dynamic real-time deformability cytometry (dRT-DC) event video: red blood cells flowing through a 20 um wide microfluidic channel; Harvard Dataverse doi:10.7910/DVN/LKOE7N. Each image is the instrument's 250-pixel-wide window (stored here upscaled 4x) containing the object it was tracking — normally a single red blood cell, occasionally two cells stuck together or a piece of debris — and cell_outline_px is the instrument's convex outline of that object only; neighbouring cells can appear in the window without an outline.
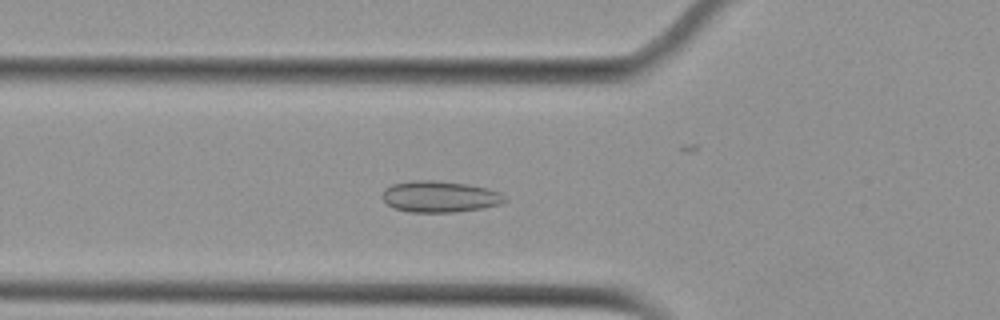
{"species": "Egyptian fruit bat (a non-hibernating species)", "species_latin": "Rousettus aegyptiacus", "temperature_condition": "cold", "stored_images_in_passage": 55, "camera_frame_rate_fps": 3000, "um_per_image_px": 0.085, "animal": {"sex": "female"}, "frame": {"image": 1, "passage_image": 19, "time_ms": 6.0, "image_size_px": [1000, 320], "cell_outline_px": [[508, 200], [500, 204], [480, 208], [456, 212], [408, 212], [396, 208], [388, 204], [380, 196], [392, 184], [412, 180], [432, 180], [468, 184], [488, 188], [500, 192], [508, 196]], "centroid_in_image_um": [37.43, 16.71], "position_along_channel_um": 88.4, "area_um2": 22.37}}
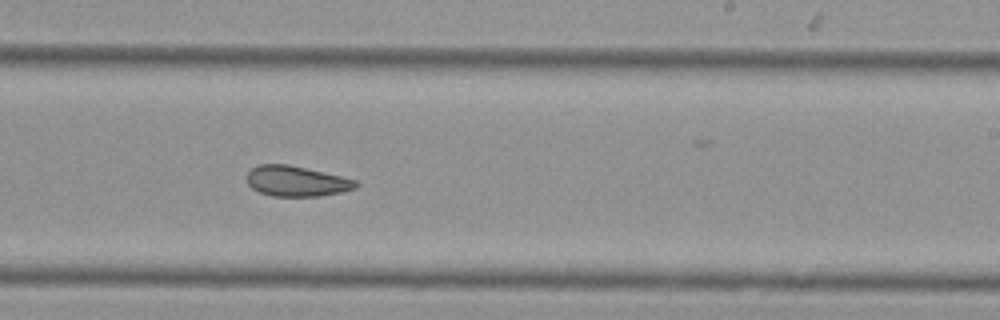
{"frame": {"image": 2, "passage_image": 33, "time_ms": 10.667, "image_size_px": [1000, 320], "cell_outline_px": [[360, 184], [356, 188], [340, 192], [320, 196], [272, 196], [260, 192], [252, 188], [248, 184], [248, 172], [252, 168], [260, 164], [288, 164], [340, 176], [356, 180]], "centroid_in_image_um": [25.21, 15.4], "position_along_channel_um": 263.8, "area_um2": 19.13}}
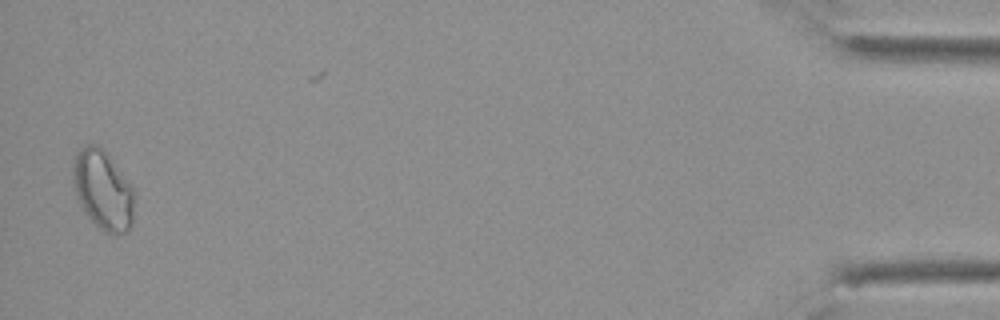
{"frame": {"image": 3, "passage_image": 53, "time_ms": 17.333, "image_size_px": [1000, 320], "cell_outline_px": [[136, 196], [132, 224], [128, 232], [116, 236], [104, 232], [88, 216], [80, 204], [76, 196], [72, 180], [72, 168], [76, 152], [80, 148], [88, 144], [96, 144], [104, 152], [132, 184]], "centroid_in_image_um": [8.78, 16.19], "position_along_channel_um": 426.4, "area_um2": 28.73}, "authors_computed_cell_mechanics": {"area_um2": 22.3686, "velocity_mm_per_s": 3.7715, "shape_relaxation_time_tau1_ms": null, "shape_relaxation_time_tau2_ms": 3.9552, "deformation_change_tau1": null, "deformation_change_tau2": 0.0681}}